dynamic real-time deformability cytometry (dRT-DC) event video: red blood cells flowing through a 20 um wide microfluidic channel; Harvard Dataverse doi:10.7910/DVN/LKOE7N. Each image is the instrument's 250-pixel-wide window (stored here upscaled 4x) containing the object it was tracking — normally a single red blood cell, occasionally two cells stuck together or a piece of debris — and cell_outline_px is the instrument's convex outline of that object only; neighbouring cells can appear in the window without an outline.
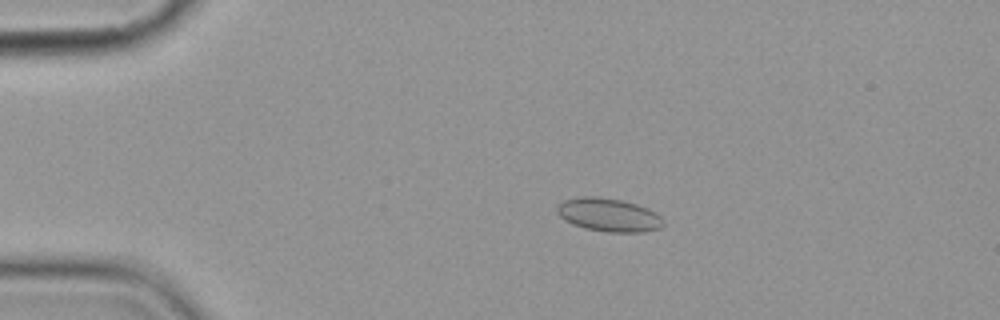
{"species": "common noctule bat (a hibernating species)", "species_latin": "Nyctalus noctula", "temperature_condition": "cold", "stored_images_in_passage": 6, "camera_frame_rate_fps": 3000, "um_per_image_px": 0.085, "animal": {"sex": "female", "body_mass_g": 19.9}, "frame": {"image": 1, "passage_image": 3, "time_ms": 2.333, "image_size_px": [1000, 320], "cell_outline_px": [[664, 224], [660, 228], [640, 232], [608, 232], [584, 228], [572, 224], [564, 220], [556, 212], [556, 208], [564, 200], [580, 196], [596, 196], [620, 200], [636, 204], [648, 208], [656, 212], [664, 220]], "centroid_in_image_um": [51.73, 18.26], "position_along_channel_um": 33.3, "area_um2": 20.69}}
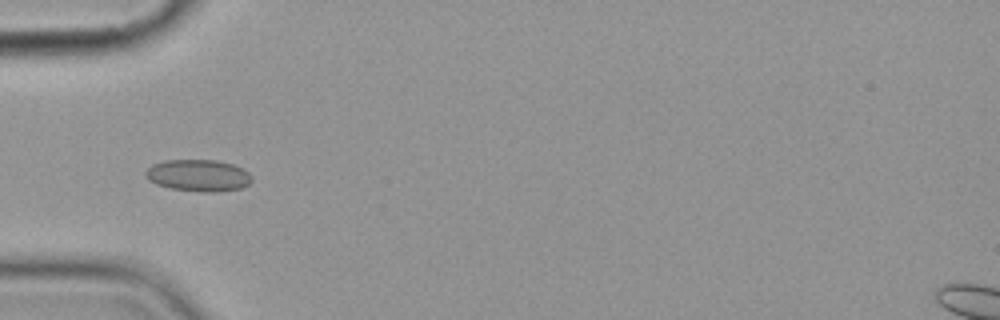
{"frame": {"image": 2, "passage_image": 5, "time_ms": 4.667, "image_size_px": [1000, 320], "cell_outline_px": [[252, 180], [248, 184], [240, 188], [216, 192], [204, 192], [172, 188], [156, 184], [148, 180], [144, 176], [144, 172], [152, 164], [164, 160], [216, 160], [232, 164], [244, 168], [252, 176]], "centroid_in_image_um": [16.85, 14.9], "position_along_channel_um": 68.2, "area_um2": 19.77}}
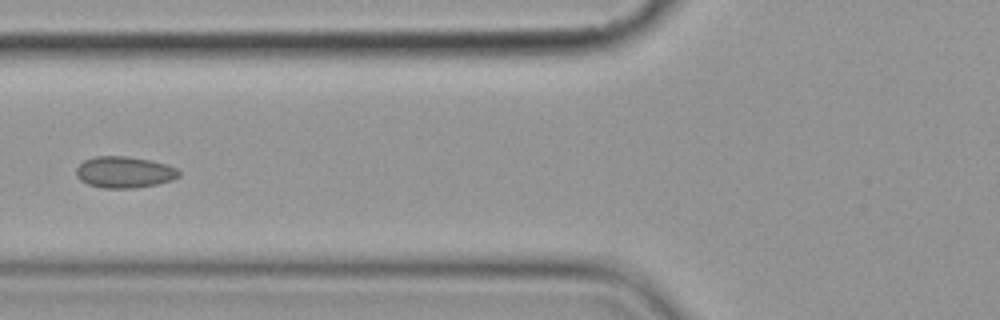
{"frame": {"image": 3, "passage_image": 6, "time_ms": 6.0, "image_size_px": [1000, 320], "cell_outline_px": [[180, 176], [172, 180], [156, 184], [136, 188], [104, 188], [88, 184], [80, 180], [76, 176], [76, 168], [84, 160], [96, 156], [128, 156], [148, 160], [164, 164], [176, 168], [180, 172]], "centroid_in_image_um": [10.55, 14.64], "position_along_channel_um": 115.3, "area_um2": 18.73}}